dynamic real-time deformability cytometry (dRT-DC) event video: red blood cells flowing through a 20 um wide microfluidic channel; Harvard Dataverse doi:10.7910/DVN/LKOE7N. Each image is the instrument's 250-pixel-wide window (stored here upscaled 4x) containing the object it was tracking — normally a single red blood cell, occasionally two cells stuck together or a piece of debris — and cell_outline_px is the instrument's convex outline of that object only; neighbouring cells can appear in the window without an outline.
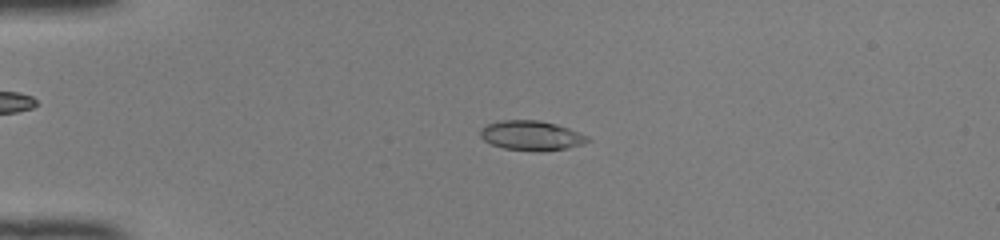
{"species": "common noctule bat (a hibernating species)", "species_latin": "Nyctalus noctula", "temperature_condition": "room temperature", "stored_images_in_passage": 49, "camera_frame_rate_fps": 3000, "um_per_image_px": 0.085, "animal": {"sex": "female", "body_mass_g": 22.0, "forearm_length_mm": 56.7}, "frame": {"image": 1, "passage_image": 12, "time_ms": 3.667, "image_size_px": [1000, 240], "cell_outline_px": [[592, 140], [584, 144], [568, 148], [540, 152], [536, 152], [504, 148], [492, 144], [484, 140], [480, 136], [480, 128], [488, 124], [500, 120], [540, 120], [556, 124], [568, 128], [588, 136]], "centroid_in_image_um": [45.19, 11.53], "position_along_channel_um": 39.8, "area_um2": 18.73}}
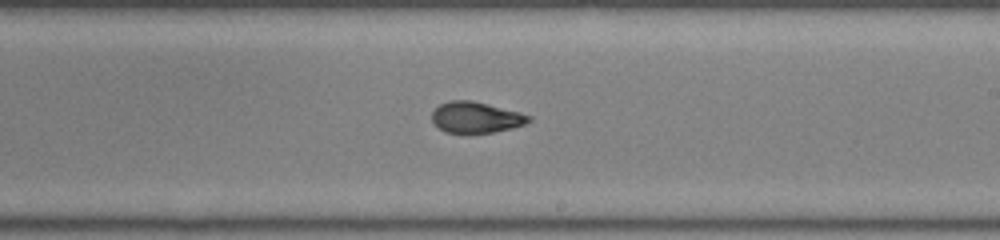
{"frame": {"image": 2, "passage_image": 30, "time_ms": 9.667, "image_size_px": [1000, 240], "cell_outline_px": [[532, 120], [524, 124], [512, 128], [492, 132], [444, 132], [432, 120], [432, 112], [440, 104], [448, 100], [472, 100], [520, 112], [532, 116]], "centroid_in_image_um": [40.47, 9.96], "position_along_channel_um": 248.5, "area_um2": 17.34}}
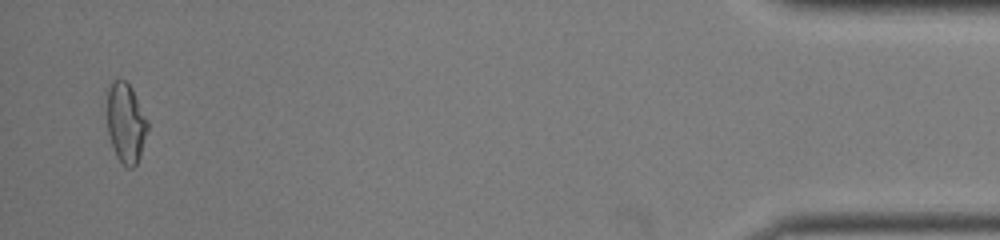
{"frame": {"image": 3, "passage_image": 48, "time_ms": 15.667, "image_size_px": [1000, 240], "cell_outline_px": [[148, 128], [140, 156], [136, 164], [132, 168], [128, 168], [116, 156], [108, 132], [108, 88], [116, 80], [124, 80], [132, 88], [148, 120]], "centroid_in_image_um": [10.72, 10.46], "position_along_channel_um": 424.5, "area_um2": 18.5}, "authors_computed_cell_mechanics": {"area_um2": 18.0914, "velocity_mm_per_s": 4.1338, "shape_relaxation_time_tau1_ms": 5.2991, "shape_relaxation_time_tau2_ms": 1.1105, "deformation_change_tau1": 0.2179, "deformation_change_tau2": 0.0682}}